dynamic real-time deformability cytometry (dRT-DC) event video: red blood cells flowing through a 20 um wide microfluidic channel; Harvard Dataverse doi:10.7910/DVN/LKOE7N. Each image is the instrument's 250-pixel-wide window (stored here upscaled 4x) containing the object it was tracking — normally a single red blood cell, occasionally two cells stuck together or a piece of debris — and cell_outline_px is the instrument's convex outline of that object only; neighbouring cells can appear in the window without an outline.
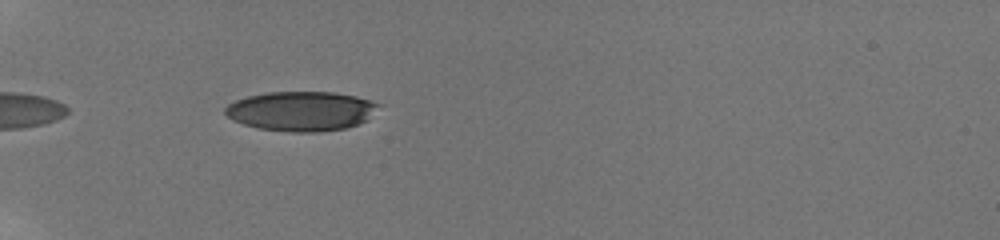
{"species": "human", "species_latin": "Homo sapiens", "temperature_condition": "room temperature", "stored_images_in_passage": 5, "camera_frame_rate_fps": 3000, "um_per_image_px": 0.085, "donor": {"sex": "male"}, "frame": {"image": 1, "passage_image": 2, "time_ms": 1.0, "image_size_px": [1000, 240], "cell_outline_px": [[380, 104], [368, 120], [344, 128], [320, 132], [292, 132], [260, 128], [244, 124], [232, 120], [224, 112], [224, 108], [228, 104], [236, 100], [248, 96], [268, 92], [336, 92], [356, 96]], "centroid_in_image_um": [25.59, 9.44], "position_along_channel_um": 59.4, "area_um2": 35.2}}